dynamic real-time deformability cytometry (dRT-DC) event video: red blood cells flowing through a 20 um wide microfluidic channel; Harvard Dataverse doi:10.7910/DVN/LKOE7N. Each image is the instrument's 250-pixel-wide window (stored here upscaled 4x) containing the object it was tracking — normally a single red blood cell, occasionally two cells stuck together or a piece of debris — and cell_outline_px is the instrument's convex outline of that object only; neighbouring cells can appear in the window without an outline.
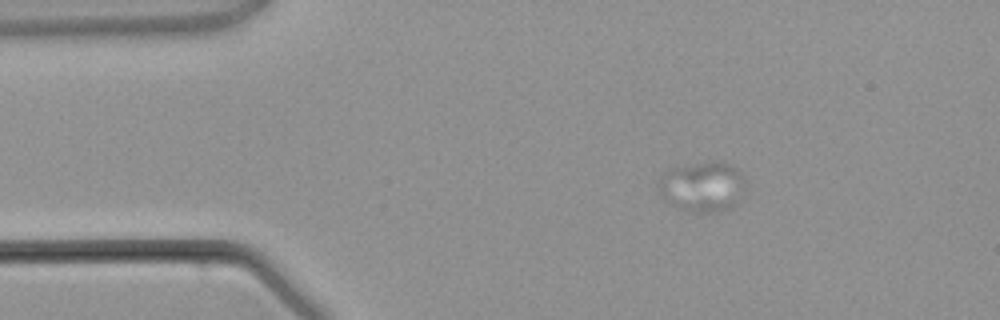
{"species": "common noctule bat (a hibernating species)", "species_latin": "Nyctalus noctula", "temperature_condition": "warm", "stored_images_in_passage": 5, "camera_frame_rate_fps": 3000, "um_per_image_px": 0.085, "animal": {"sex": "male", "body_mass_g": 21.5, "forearm_length_mm": 52.0}, "frame": {"image": 1, "passage_image": 3, "time_ms": 2.667, "image_size_px": [1000, 320], "cell_outline_px": [[744, 184], [732, 208], [716, 212], [692, 212], [680, 208], [664, 200], [656, 184], [656, 180], [660, 176], [672, 168], [708, 160], [712, 160], [728, 164], [736, 168], [740, 172]], "centroid_in_image_um": [59.64, 15.85], "position_along_channel_um": 25.4, "area_um2": 25.2}}
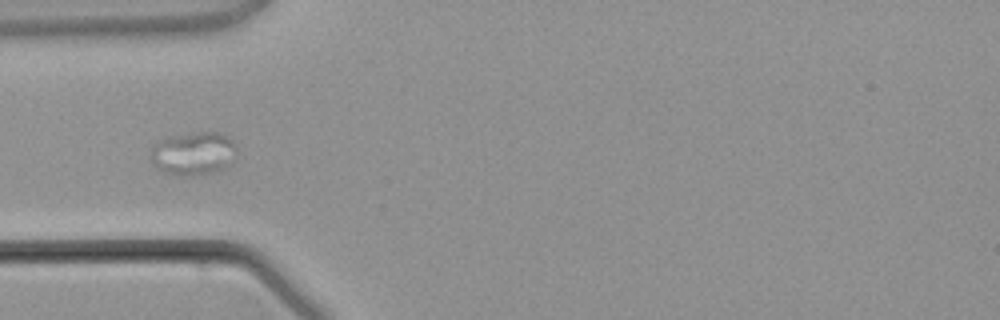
{"frame": {"image": 2, "passage_image": 5, "time_ms": 5.0, "image_size_px": [1000, 320], "cell_outline_px": [[236, 156], [232, 164], [228, 168], [216, 172], [196, 176], [176, 176], [156, 168], [152, 164], [152, 148], [164, 136], [196, 132], [220, 132], [232, 140], [236, 144]], "centroid_in_image_um": [16.49, 13.06], "position_along_channel_um": 68.5, "area_um2": 22.31}}